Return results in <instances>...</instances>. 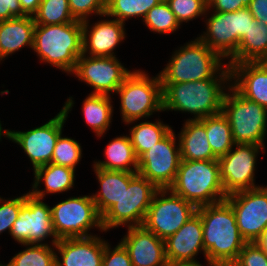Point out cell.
<instances>
[{
  "label": "cell",
  "mask_w": 267,
  "mask_h": 266,
  "mask_svg": "<svg viewBox=\"0 0 267 266\" xmlns=\"http://www.w3.org/2000/svg\"><path fill=\"white\" fill-rule=\"evenodd\" d=\"M203 228L206 259L230 266L247 243L240 234L236 216L226 201L197 207Z\"/></svg>",
  "instance_id": "1"
},
{
  "label": "cell",
  "mask_w": 267,
  "mask_h": 266,
  "mask_svg": "<svg viewBox=\"0 0 267 266\" xmlns=\"http://www.w3.org/2000/svg\"><path fill=\"white\" fill-rule=\"evenodd\" d=\"M163 111L191 113L190 120H200L222 112L223 99L231 78H209L182 83H161Z\"/></svg>",
  "instance_id": "2"
},
{
  "label": "cell",
  "mask_w": 267,
  "mask_h": 266,
  "mask_svg": "<svg viewBox=\"0 0 267 266\" xmlns=\"http://www.w3.org/2000/svg\"><path fill=\"white\" fill-rule=\"evenodd\" d=\"M159 72L161 83H182L209 78H231L230 67L198 37L175 50Z\"/></svg>",
  "instance_id": "3"
},
{
  "label": "cell",
  "mask_w": 267,
  "mask_h": 266,
  "mask_svg": "<svg viewBox=\"0 0 267 266\" xmlns=\"http://www.w3.org/2000/svg\"><path fill=\"white\" fill-rule=\"evenodd\" d=\"M32 50L41 62L71 75L83 53L82 22L36 24Z\"/></svg>",
  "instance_id": "4"
},
{
  "label": "cell",
  "mask_w": 267,
  "mask_h": 266,
  "mask_svg": "<svg viewBox=\"0 0 267 266\" xmlns=\"http://www.w3.org/2000/svg\"><path fill=\"white\" fill-rule=\"evenodd\" d=\"M169 189L196 207L224 201L218 160H181L174 183Z\"/></svg>",
  "instance_id": "5"
},
{
  "label": "cell",
  "mask_w": 267,
  "mask_h": 266,
  "mask_svg": "<svg viewBox=\"0 0 267 266\" xmlns=\"http://www.w3.org/2000/svg\"><path fill=\"white\" fill-rule=\"evenodd\" d=\"M143 70H133L116 90L120 114L127 125L163 111V88L159 74L149 77Z\"/></svg>",
  "instance_id": "6"
},
{
  "label": "cell",
  "mask_w": 267,
  "mask_h": 266,
  "mask_svg": "<svg viewBox=\"0 0 267 266\" xmlns=\"http://www.w3.org/2000/svg\"><path fill=\"white\" fill-rule=\"evenodd\" d=\"M227 92L223 99L222 113L229 121L235 144L265 147L267 108L246 99L232 86Z\"/></svg>",
  "instance_id": "7"
},
{
  "label": "cell",
  "mask_w": 267,
  "mask_h": 266,
  "mask_svg": "<svg viewBox=\"0 0 267 266\" xmlns=\"http://www.w3.org/2000/svg\"><path fill=\"white\" fill-rule=\"evenodd\" d=\"M204 21L206 31L198 38L223 60H230L238 49L241 38L248 32L254 19L247 7L235 12H216ZM208 15V16H207Z\"/></svg>",
  "instance_id": "8"
},
{
  "label": "cell",
  "mask_w": 267,
  "mask_h": 266,
  "mask_svg": "<svg viewBox=\"0 0 267 266\" xmlns=\"http://www.w3.org/2000/svg\"><path fill=\"white\" fill-rule=\"evenodd\" d=\"M74 104L72 96L67 98L59 113L39 127L23 132L6 129L5 138L23 149L32 163L33 171L40 166L51 163L55 144Z\"/></svg>",
  "instance_id": "9"
},
{
  "label": "cell",
  "mask_w": 267,
  "mask_h": 266,
  "mask_svg": "<svg viewBox=\"0 0 267 266\" xmlns=\"http://www.w3.org/2000/svg\"><path fill=\"white\" fill-rule=\"evenodd\" d=\"M51 215L58 239L93 236L88 231L95 227L104 231L102 217L91 195L73 196L59 202L51 207Z\"/></svg>",
  "instance_id": "10"
},
{
  "label": "cell",
  "mask_w": 267,
  "mask_h": 266,
  "mask_svg": "<svg viewBox=\"0 0 267 266\" xmlns=\"http://www.w3.org/2000/svg\"><path fill=\"white\" fill-rule=\"evenodd\" d=\"M158 188L145 177L136 174L124 189L118 202L102 216L104 232L127 226H142L152 198Z\"/></svg>",
  "instance_id": "11"
},
{
  "label": "cell",
  "mask_w": 267,
  "mask_h": 266,
  "mask_svg": "<svg viewBox=\"0 0 267 266\" xmlns=\"http://www.w3.org/2000/svg\"><path fill=\"white\" fill-rule=\"evenodd\" d=\"M197 211V207L174 194L169 188L158 189L151 201L142 226L166 240L183 226Z\"/></svg>",
  "instance_id": "12"
},
{
  "label": "cell",
  "mask_w": 267,
  "mask_h": 266,
  "mask_svg": "<svg viewBox=\"0 0 267 266\" xmlns=\"http://www.w3.org/2000/svg\"><path fill=\"white\" fill-rule=\"evenodd\" d=\"M173 129L138 159V174L158 189L169 188L175 181L181 153ZM177 143V144H176Z\"/></svg>",
  "instance_id": "13"
},
{
  "label": "cell",
  "mask_w": 267,
  "mask_h": 266,
  "mask_svg": "<svg viewBox=\"0 0 267 266\" xmlns=\"http://www.w3.org/2000/svg\"><path fill=\"white\" fill-rule=\"evenodd\" d=\"M264 148L253 144H235L227 154L217 159L220 179L227 195L260 187L255 184V171L257 156L261 150L265 153Z\"/></svg>",
  "instance_id": "14"
},
{
  "label": "cell",
  "mask_w": 267,
  "mask_h": 266,
  "mask_svg": "<svg viewBox=\"0 0 267 266\" xmlns=\"http://www.w3.org/2000/svg\"><path fill=\"white\" fill-rule=\"evenodd\" d=\"M238 229L246 242H256L267 230V186L227 195Z\"/></svg>",
  "instance_id": "15"
},
{
  "label": "cell",
  "mask_w": 267,
  "mask_h": 266,
  "mask_svg": "<svg viewBox=\"0 0 267 266\" xmlns=\"http://www.w3.org/2000/svg\"><path fill=\"white\" fill-rule=\"evenodd\" d=\"M10 235L18 244H48L43 241L52 237L50 243L55 245L59 239L53 229L51 207L27 192Z\"/></svg>",
  "instance_id": "16"
},
{
  "label": "cell",
  "mask_w": 267,
  "mask_h": 266,
  "mask_svg": "<svg viewBox=\"0 0 267 266\" xmlns=\"http://www.w3.org/2000/svg\"><path fill=\"white\" fill-rule=\"evenodd\" d=\"M131 72L116 56L93 57L82 54L71 74L91 86L94 90L91 94L111 96Z\"/></svg>",
  "instance_id": "17"
},
{
  "label": "cell",
  "mask_w": 267,
  "mask_h": 266,
  "mask_svg": "<svg viewBox=\"0 0 267 266\" xmlns=\"http://www.w3.org/2000/svg\"><path fill=\"white\" fill-rule=\"evenodd\" d=\"M97 21L93 25L90 20L82 22L83 29V53L93 57H115L114 50L126 38L125 23L117 19Z\"/></svg>",
  "instance_id": "18"
},
{
  "label": "cell",
  "mask_w": 267,
  "mask_h": 266,
  "mask_svg": "<svg viewBox=\"0 0 267 266\" xmlns=\"http://www.w3.org/2000/svg\"><path fill=\"white\" fill-rule=\"evenodd\" d=\"M120 242L127 249L133 266H170L165 240L143 226L128 227Z\"/></svg>",
  "instance_id": "19"
},
{
  "label": "cell",
  "mask_w": 267,
  "mask_h": 266,
  "mask_svg": "<svg viewBox=\"0 0 267 266\" xmlns=\"http://www.w3.org/2000/svg\"><path fill=\"white\" fill-rule=\"evenodd\" d=\"M106 243L98 235L59 239L55 244L56 266H102Z\"/></svg>",
  "instance_id": "20"
},
{
  "label": "cell",
  "mask_w": 267,
  "mask_h": 266,
  "mask_svg": "<svg viewBox=\"0 0 267 266\" xmlns=\"http://www.w3.org/2000/svg\"><path fill=\"white\" fill-rule=\"evenodd\" d=\"M165 249L170 266L180 262L197 261L195 258L201 251L206 259L202 222L197 212L165 240Z\"/></svg>",
  "instance_id": "21"
},
{
  "label": "cell",
  "mask_w": 267,
  "mask_h": 266,
  "mask_svg": "<svg viewBox=\"0 0 267 266\" xmlns=\"http://www.w3.org/2000/svg\"><path fill=\"white\" fill-rule=\"evenodd\" d=\"M231 86L246 99L267 108V62L229 65Z\"/></svg>",
  "instance_id": "22"
},
{
  "label": "cell",
  "mask_w": 267,
  "mask_h": 266,
  "mask_svg": "<svg viewBox=\"0 0 267 266\" xmlns=\"http://www.w3.org/2000/svg\"><path fill=\"white\" fill-rule=\"evenodd\" d=\"M35 25L32 16L0 21V62L24 46L33 48Z\"/></svg>",
  "instance_id": "23"
},
{
  "label": "cell",
  "mask_w": 267,
  "mask_h": 266,
  "mask_svg": "<svg viewBox=\"0 0 267 266\" xmlns=\"http://www.w3.org/2000/svg\"><path fill=\"white\" fill-rule=\"evenodd\" d=\"M100 190L91 194L97 210L102 217L120 199L125 188H128L130 180L137 174L125 171H110L101 168H93Z\"/></svg>",
  "instance_id": "24"
},
{
  "label": "cell",
  "mask_w": 267,
  "mask_h": 266,
  "mask_svg": "<svg viewBox=\"0 0 267 266\" xmlns=\"http://www.w3.org/2000/svg\"><path fill=\"white\" fill-rule=\"evenodd\" d=\"M74 169L49 163L36 168L34 172V182L32 191L29 192L36 198L43 199L46 194L63 193L73 189L75 182ZM43 181V182H42ZM44 184V189L39 184Z\"/></svg>",
  "instance_id": "25"
},
{
  "label": "cell",
  "mask_w": 267,
  "mask_h": 266,
  "mask_svg": "<svg viewBox=\"0 0 267 266\" xmlns=\"http://www.w3.org/2000/svg\"><path fill=\"white\" fill-rule=\"evenodd\" d=\"M181 160H217L208 142L206 128L199 120L186 119L178 134Z\"/></svg>",
  "instance_id": "26"
},
{
  "label": "cell",
  "mask_w": 267,
  "mask_h": 266,
  "mask_svg": "<svg viewBox=\"0 0 267 266\" xmlns=\"http://www.w3.org/2000/svg\"><path fill=\"white\" fill-rule=\"evenodd\" d=\"M243 62H267V24L253 19L250 29L241 38L228 65Z\"/></svg>",
  "instance_id": "27"
},
{
  "label": "cell",
  "mask_w": 267,
  "mask_h": 266,
  "mask_svg": "<svg viewBox=\"0 0 267 266\" xmlns=\"http://www.w3.org/2000/svg\"><path fill=\"white\" fill-rule=\"evenodd\" d=\"M105 161H94L93 168L110 171L138 172V158L128 135L117 136L107 144Z\"/></svg>",
  "instance_id": "28"
},
{
  "label": "cell",
  "mask_w": 267,
  "mask_h": 266,
  "mask_svg": "<svg viewBox=\"0 0 267 266\" xmlns=\"http://www.w3.org/2000/svg\"><path fill=\"white\" fill-rule=\"evenodd\" d=\"M110 95L89 94L82 102V113L85 122L96 133L103 136L110 128L113 117V104Z\"/></svg>",
  "instance_id": "29"
},
{
  "label": "cell",
  "mask_w": 267,
  "mask_h": 266,
  "mask_svg": "<svg viewBox=\"0 0 267 266\" xmlns=\"http://www.w3.org/2000/svg\"><path fill=\"white\" fill-rule=\"evenodd\" d=\"M206 128L208 142L213 154L219 158L227 154L235 145L227 117L222 113L199 120Z\"/></svg>",
  "instance_id": "30"
},
{
  "label": "cell",
  "mask_w": 267,
  "mask_h": 266,
  "mask_svg": "<svg viewBox=\"0 0 267 266\" xmlns=\"http://www.w3.org/2000/svg\"><path fill=\"white\" fill-rule=\"evenodd\" d=\"M171 130L172 127L164 124L159 118L155 122L146 120L139 124L135 123L130 128L129 137L137 158L139 159L149 148L163 139Z\"/></svg>",
  "instance_id": "31"
},
{
  "label": "cell",
  "mask_w": 267,
  "mask_h": 266,
  "mask_svg": "<svg viewBox=\"0 0 267 266\" xmlns=\"http://www.w3.org/2000/svg\"><path fill=\"white\" fill-rule=\"evenodd\" d=\"M25 250L15 254L4 266H56L55 245L21 244ZM52 245V246H51Z\"/></svg>",
  "instance_id": "32"
},
{
  "label": "cell",
  "mask_w": 267,
  "mask_h": 266,
  "mask_svg": "<svg viewBox=\"0 0 267 266\" xmlns=\"http://www.w3.org/2000/svg\"><path fill=\"white\" fill-rule=\"evenodd\" d=\"M162 0H106L105 15L125 23L131 18L142 20L147 12Z\"/></svg>",
  "instance_id": "33"
},
{
  "label": "cell",
  "mask_w": 267,
  "mask_h": 266,
  "mask_svg": "<svg viewBox=\"0 0 267 266\" xmlns=\"http://www.w3.org/2000/svg\"><path fill=\"white\" fill-rule=\"evenodd\" d=\"M35 24L51 25L77 21L73 18L68 0H41L32 16Z\"/></svg>",
  "instance_id": "34"
},
{
  "label": "cell",
  "mask_w": 267,
  "mask_h": 266,
  "mask_svg": "<svg viewBox=\"0 0 267 266\" xmlns=\"http://www.w3.org/2000/svg\"><path fill=\"white\" fill-rule=\"evenodd\" d=\"M143 22L151 32L166 35L174 33L180 27V23L165 0L152 7L143 18Z\"/></svg>",
  "instance_id": "35"
},
{
  "label": "cell",
  "mask_w": 267,
  "mask_h": 266,
  "mask_svg": "<svg viewBox=\"0 0 267 266\" xmlns=\"http://www.w3.org/2000/svg\"><path fill=\"white\" fill-rule=\"evenodd\" d=\"M81 159V144L70 137H63L61 133L55 144L51 163L75 170Z\"/></svg>",
  "instance_id": "36"
},
{
  "label": "cell",
  "mask_w": 267,
  "mask_h": 266,
  "mask_svg": "<svg viewBox=\"0 0 267 266\" xmlns=\"http://www.w3.org/2000/svg\"><path fill=\"white\" fill-rule=\"evenodd\" d=\"M180 25L206 15L207 0H165Z\"/></svg>",
  "instance_id": "37"
},
{
  "label": "cell",
  "mask_w": 267,
  "mask_h": 266,
  "mask_svg": "<svg viewBox=\"0 0 267 266\" xmlns=\"http://www.w3.org/2000/svg\"><path fill=\"white\" fill-rule=\"evenodd\" d=\"M73 18L77 21L88 20L91 15L103 17L106 12V0H68Z\"/></svg>",
  "instance_id": "38"
},
{
  "label": "cell",
  "mask_w": 267,
  "mask_h": 266,
  "mask_svg": "<svg viewBox=\"0 0 267 266\" xmlns=\"http://www.w3.org/2000/svg\"><path fill=\"white\" fill-rule=\"evenodd\" d=\"M25 203V193L12 199L0 196V234L8 230L10 234L13 223L17 220L21 206Z\"/></svg>",
  "instance_id": "39"
},
{
  "label": "cell",
  "mask_w": 267,
  "mask_h": 266,
  "mask_svg": "<svg viewBox=\"0 0 267 266\" xmlns=\"http://www.w3.org/2000/svg\"><path fill=\"white\" fill-rule=\"evenodd\" d=\"M230 266H267V253L257 242H247Z\"/></svg>",
  "instance_id": "40"
},
{
  "label": "cell",
  "mask_w": 267,
  "mask_h": 266,
  "mask_svg": "<svg viewBox=\"0 0 267 266\" xmlns=\"http://www.w3.org/2000/svg\"><path fill=\"white\" fill-rule=\"evenodd\" d=\"M102 266H133L129 253L120 242L114 249L107 242L104 247Z\"/></svg>",
  "instance_id": "41"
},
{
  "label": "cell",
  "mask_w": 267,
  "mask_h": 266,
  "mask_svg": "<svg viewBox=\"0 0 267 266\" xmlns=\"http://www.w3.org/2000/svg\"><path fill=\"white\" fill-rule=\"evenodd\" d=\"M249 0H207L208 11L235 12L247 7Z\"/></svg>",
  "instance_id": "42"
},
{
  "label": "cell",
  "mask_w": 267,
  "mask_h": 266,
  "mask_svg": "<svg viewBox=\"0 0 267 266\" xmlns=\"http://www.w3.org/2000/svg\"><path fill=\"white\" fill-rule=\"evenodd\" d=\"M24 16L19 0H0V21Z\"/></svg>",
  "instance_id": "43"
},
{
  "label": "cell",
  "mask_w": 267,
  "mask_h": 266,
  "mask_svg": "<svg viewBox=\"0 0 267 266\" xmlns=\"http://www.w3.org/2000/svg\"><path fill=\"white\" fill-rule=\"evenodd\" d=\"M247 8L254 19L267 24V0H249Z\"/></svg>",
  "instance_id": "44"
},
{
  "label": "cell",
  "mask_w": 267,
  "mask_h": 266,
  "mask_svg": "<svg viewBox=\"0 0 267 266\" xmlns=\"http://www.w3.org/2000/svg\"><path fill=\"white\" fill-rule=\"evenodd\" d=\"M21 9L26 16H33L41 3V0H19Z\"/></svg>",
  "instance_id": "45"
},
{
  "label": "cell",
  "mask_w": 267,
  "mask_h": 266,
  "mask_svg": "<svg viewBox=\"0 0 267 266\" xmlns=\"http://www.w3.org/2000/svg\"><path fill=\"white\" fill-rule=\"evenodd\" d=\"M206 261H207L208 266H225L223 264H220V263H217L214 261H210L208 259H206ZM172 266H204V265L200 264L199 261H190V262H180V263L174 264Z\"/></svg>",
  "instance_id": "46"
},
{
  "label": "cell",
  "mask_w": 267,
  "mask_h": 266,
  "mask_svg": "<svg viewBox=\"0 0 267 266\" xmlns=\"http://www.w3.org/2000/svg\"><path fill=\"white\" fill-rule=\"evenodd\" d=\"M257 244L267 253V230L256 241Z\"/></svg>",
  "instance_id": "47"
},
{
  "label": "cell",
  "mask_w": 267,
  "mask_h": 266,
  "mask_svg": "<svg viewBox=\"0 0 267 266\" xmlns=\"http://www.w3.org/2000/svg\"><path fill=\"white\" fill-rule=\"evenodd\" d=\"M3 136L6 137V129L3 130V128H2V124H1V121H0V141H1V138H2Z\"/></svg>",
  "instance_id": "48"
}]
</instances>
